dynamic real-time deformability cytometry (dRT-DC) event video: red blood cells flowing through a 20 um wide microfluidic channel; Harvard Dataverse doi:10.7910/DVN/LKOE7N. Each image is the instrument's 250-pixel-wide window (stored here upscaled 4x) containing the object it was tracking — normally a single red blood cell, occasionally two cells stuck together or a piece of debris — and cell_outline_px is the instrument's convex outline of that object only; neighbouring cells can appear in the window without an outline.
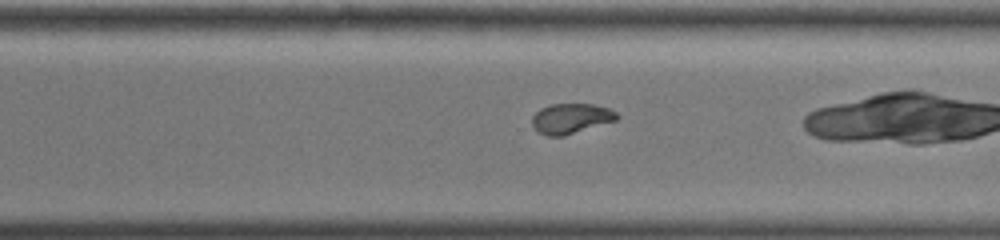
{"species": "common noctule bat (a hibernating species)", "species_latin": "Nyctalus noctula", "temperature_condition": "warm", "stored_images_in_passage": 43, "camera_frame_rate_fps": 3000, "um_per_image_px": 0.085, "animal": {"sex": "female", "body_mass_g": 19.0, "forearm_length_mm": 51.5}, "frame": {"image": 1, "passage_image": 36, "time_ms": 11.667, "image_size_px": [1000, 240], "cell_outline_px": [[620, 116], [616, 120], [564, 136], [548, 136], [540, 132], [532, 124], [532, 116], [540, 108], [552, 104], [592, 104], [608, 108], [616, 112]], "centroid_in_image_um": [48.53, 10.06], "position_along_channel_um": 322.1, "area_um2": 14.74}}